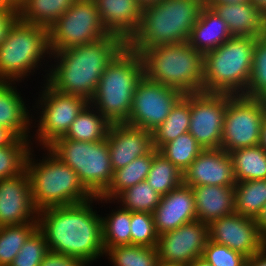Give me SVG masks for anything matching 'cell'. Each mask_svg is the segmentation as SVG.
<instances>
[{
	"mask_svg": "<svg viewBox=\"0 0 266 266\" xmlns=\"http://www.w3.org/2000/svg\"><path fill=\"white\" fill-rule=\"evenodd\" d=\"M96 200L38 211V229L49 251L77 258L88 266L105 254L102 217L92 209Z\"/></svg>",
	"mask_w": 266,
	"mask_h": 266,
	"instance_id": "6da1fadb",
	"label": "cell"
},
{
	"mask_svg": "<svg viewBox=\"0 0 266 266\" xmlns=\"http://www.w3.org/2000/svg\"><path fill=\"white\" fill-rule=\"evenodd\" d=\"M126 45L121 38L107 34L85 45L51 52L50 59L53 56L57 63L51 65L45 81L57 91L90 103L104 70Z\"/></svg>",
	"mask_w": 266,
	"mask_h": 266,
	"instance_id": "7a4b0ae2",
	"label": "cell"
},
{
	"mask_svg": "<svg viewBox=\"0 0 266 266\" xmlns=\"http://www.w3.org/2000/svg\"><path fill=\"white\" fill-rule=\"evenodd\" d=\"M205 0H162L143 9L142 22L127 44L140 54L147 48L187 42Z\"/></svg>",
	"mask_w": 266,
	"mask_h": 266,
	"instance_id": "3957f363",
	"label": "cell"
},
{
	"mask_svg": "<svg viewBox=\"0 0 266 266\" xmlns=\"http://www.w3.org/2000/svg\"><path fill=\"white\" fill-rule=\"evenodd\" d=\"M143 76L141 55L126 45L104 70L90 104L111 124L126 123Z\"/></svg>",
	"mask_w": 266,
	"mask_h": 266,
	"instance_id": "277c9868",
	"label": "cell"
},
{
	"mask_svg": "<svg viewBox=\"0 0 266 266\" xmlns=\"http://www.w3.org/2000/svg\"><path fill=\"white\" fill-rule=\"evenodd\" d=\"M45 150L48 156L42 161L39 159L40 162H35L31 150L26 159L32 201L38 211L49 207L79 204L94 198L70 166L48 147Z\"/></svg>",
	"mask_w": 266,
	"mask_h": 266,
	"instance_id": "5b68a950",
	"label": "cell"
},
{
	"mask_svg": "<svg viewBox=\"0 0 266 266\" xmlns=\"http://www.w3.org/2000/svg\"><path fill=\"white\" fill-rule=\"evenodd\" d=\"M140 55L149 80L184 94L203 92L204 54L188 42L147 48Z\"/></svg>",
	"mask_w": 266,
	"mask_h": 266,
	"instance_id": "8992f818",
	"label": "cell"
},
{
	"mask_svg": "<svg viewBox=\"0 0 266 266\" xmlns=\"http://www.w3.org/2000/svg\"><path fill=\"white\" fill-rule=\"evenodd\" d=\"M256 37H232L204 54L203 92L243 95L252 73Z\"/></svg>",
	"mask_w": 266,
	"mask_h": 266,
	"instance_id": "52a82bcc",
	"label": "cell"
},
{
	"mask_svg": "<svg viewBox=\"0 0 266 266\" xmlns=\"http://www.w3.org/2000/svg\"><path fill=\"white\" fill-rule=\"evenodd\" d=\"M45 53L50 57L48 29L18 18L0 44V81L24 80L41 65Z\"/></svg>",
	"mask_w": 266,
	"mask_h": 266,
	"instance_id": "ba28073f",
	"label": "cell"
},
{
	"mask_svg": "<svg viewBox=\"0 0 266 266\" xmlns=\"http://www.w3.org/2000/svg\"><path fill=\"white\" fill-rule=\"evenodd\" d=\"M48 148L77 174L84 187L94 196H101L113 178L107 139L83 142L56 139Z\"/></svg>",
	"mask_w": 266,
	"mask_h": 266,
	"instance_id": "9c48e42d",
	"label": "cell"
},
{
	"mask_svg": "<svg viewBox=\"0 0 266 266\" xmlns=\"http://www.w3.org/2000/svg\"><path fill=\"white\" fill-rule=\"evenodd\" d=\"M95 0H75L48 29L51 52L85 45L107 35Z\"/></svg>",
	"mask_w": 266,
	"mask_h": 266,
	"instance_id": "30bf717a",
	"label": "cell"
},
{
	"mask_svg": "<svg viewBox=\"0 0 266 266\" xmlns=\"http://www.w3.org/2000/svg\"><path fill=\"white\" fill-rule=\"evenodd\" d=\"M265 116L264 98L234 95L226 108L221 148L229 153L238 148L259 145L262 121Z\"/></svg>",
	"mask_w": 266,
	"mask_h": 266,
	"instance_id": "8fae6325",
	"label": "cell"
},
{
	"mask_svg": "<svg viewBox=\"0 0 266 266\" xmlns=\"http://www.w3.org/2000/svg\"><path fill=\"white\" fill-rule=\"evenodd\" d=\"M39 106L42 109L38 116L37 135L35 140L40 142L43 148L48 147L56 139L64 137L71 124L89 103L84 98L66 94L52 88L47 82L44 84ZM37 138V139H36Z\"/></svg>",
	"mask_w": 266,
	"mask_h": 266,
	"instance_id": "7c38bea8",
	"label": "cell"
},
{
	"mask_svg": "<svg viewBox=\"0 0 266 266\" xmlns=\"http://www.w3.org/2000/svg\"><path fill=\"white\" fill-rule=\"evenodd\" d=\"M185 94L145 76L136 86L127 124L153 132Z\"/></svg>",
	"mask_w": 266,
	"mask_h": 266,
	"instance_id": "4fadbf2b",
	"label": "cell"
},
{
	"mask_svg": "<svg viewBox=\"0 0 266 266\" xmlns=\"http://www.w3.org/2000/svg\"><path fill=\"white\" fill-rule=\"evenodd\" d=\"M229 93H190L189 133L204 149L221 148L226 108L233 97Z\"/></svg>",
	"mask_w": 266,
	"mask_h": 266,
	"instance_id": "5bb4252c",
	"label": "cell"
},
{
	"mask_svg": "<svg viewBox=\"0 0 266 266\" xmlns=\"http://www.w3.org/2000/svg\"><path fill=\"white\" fill-rule=\"evenodd\" d=\"M209 241L207 223L193 221L159 236L158 259L168 263L189 265L203 256Z\"/></svg>",
	"mask_w": 266,
	"mask_h": 266,
	"instance_id": "9a60e30c",
	"label": "cell"
},
{
	"mask_svg": "<svg viewBox=\"0 0 266 266\" xmlns=\"http://www.w3.org/2000/svg\"><path fill=\"white\" fill-rule=\"evenodd\" d=\"M209 240L240 252L250 258L266 246V238L261 234L253 218L232 213L211 221Z\"/></svg>",
	"mask_w": 266,
	"mask_h": 266,
	"instance_id": "2e32d148",
	"label": "cell"
},
{
	"mask_svg": "<svg viewBox=\"0 0 266 266\" xmlns=\"http://www.w3.org/2000/svg\"><path fill=\"white\" fill-rule=\"evenodd\" d=\"M37 217L26 170L16 177L0 180V226L27 224Z\"/></svg>",
	"mask_w": 266,
	"mask_h": 266,
	"instance_id": "e0dca14e",
	"label": "cell"
},
{
	"mask_svg": "<svg viewBox=\"0 0 266 266\" xmlns=\"http://www.w3.org/2000/svg\"><path fill=\"white\" fill-rule=\"evenodd\" d=\"M183 184L189 187L234 186L236 180L231 156L222 148L204 149L183 172Z\"/></svg>",
	"mask_w": 266,
	"mask_h": 266,
	"instance_id": "ac0fdd59",
	"label": "cell"
},
{
	"mask_svg": "<svg viewBox=\"0 0 266 266\" xmlns=\"http://www.w3.org/2000/svg\"><path fill=\"white\" fill-rule=\"evenodd\" d=\"M106 139L113 171L153 149L152 132L127 123L111 124Z\"/></svg>",
	"mask_w": 266,
	"mask_h": 266,
	"instance_id": "d6986e66",
	"label": "cell"
},
{
	"mask_svg": "<svg viewBox=\"0 0 266 266\" xmlns=\"http://www.w3.org/2000/svg\"><path fill=\"white\" fill-rule=\"evenodd\" d=\"M158 235L173 231L181 225L197 220L192 187L181 184L161 196L159 205L152 213Z\"/></svg>",
	"mask_w": 266,
	"mask_h": 266,
	"instance_id": "ffe728a7",
	"label": "cell"
},
{
	"mask_svg": "<svg viewBox=\"0 0 266 266\" xmlns=\"http://www.w3.org/2000/svg\"><path fill=\"white\" fill-rule=\"evenodd\" d=\"M101 22L108 34L126 44L136 35L142 22L143 8L137 0H95Z\"/></svg>",
	"mask_w": 266,
	"mask_h": 266,
	"instance_id": "44dd1931",
	"label": "cell"
},
{
	"mask_svg": "<svg viewBox=\"0 0 266 266\" xmlns=\"http://www.w3.org/2000/svg\"><path fill=\"white\" fill-rule=\"evenodd\" d=\"M228 25L232 37H262L266 34V17L247 1L237 4H206Z\"/></svg>",
	"mask_w": 266,
	"mask_h": 266,
	"instance_id": "7402d4cb",
	"label": "cell"
},
{
	"mask_svg": "<svg viewBox=\"0 0 266 266\" xmlns=\"http://www.w3.org/2000/svg\"><path fill=\"white\" fill-rule=\"evenodd\" d=\"M192 190L198 221L209 224L235 213L234 186L202 185Z\"/></svg>",
	"mask_w": 266,
	"mask_h": 266,
	"instance_id": "603a6c76",
	"label": "cell"
},
{
	"mask_svg": "<svg viewBox=\"0 0 266 266\" xmlns=\"http://www.w3.org/2000/svg\"><path fill=\"white\" fill-rule=\"evenodd\" d=\"M227 23L206 4L188 37V43L198 52L206 54L231 39Z\"/></svg>",
	"mask_w": 266,
	"mask_h": 266,
	"instance_id": "cb8c5ba5",
	"label": "cell"
},
{
	"mask_svg": "<svg viewBox=\"0 0 266 266\" xmlns=\"http://www.w3.org/2000/svg\"><path fill=\"white\" fill-rule=\"evenodd\" d=\"M14 84L16 82L0 81V126L17 138L29 139V127L33 120Z\"/></svg>",
	"mask_w": 266,
	"mask_h": 266,
	"instance_id": "d4e9b609",
	"label": "cell"
},
{
	"mask_svg": "<svg viewBox=\"0 0 266 266\" xmlns=\"http://www.w3.org/2000/svg\"><path fill=\"white\" fill-rule=\"evenodd\" d=\"M152 159L153 149L145 156L138 157L123 168L115 170L110 185L101 196L97 197V202L100 200L101 203L103 201L111 203L123 190L145 181L152 165Z\"/></svg>",
	"mask_w": 266,
	"mask_h": 266,
	"instance_id": "484cf974",
	"label": "cell"
},
{
	"mask_svg": "<svg viewBox=\"0 0 266 266\" xmlns=\"http://www.w3.org/2000/svg\"><path fill=\"white\" fill-rule=\"evenodd\" d=\"M110 125L111 123L92 104L88 103L73 121L64 138L83 142H100L107 138Z\"/></svg>",
	"mask_w": 266,
	"mask_h": 266,
	"instance_id": "4316f807",
	"label": "cell"
},
{
	"mask_svg": "<svg viewBox=\"0 0 266 266\" xmlns=\"http://www.w3.org/2000/svg\"><path fill=\"white\" fill-rule=\"evenodd\" d=\"M75 0H24L18 5V18L49 29Z\"/></svg>",
	"mask_w": 266,
	"mask_h": 266,
	"instance_id": "83f0119b",
	"label": "cell"
},
{
	"mask_svg": "<svg viewBox=\"0 0 266 266\" xmlns=\"http://www.w3.org/2000/svg\"><path fill=\"white\" fill-rule=\"evenodd\" d=\"M189 94H185L173 107L166 120L152 132L153 148L159 150L163 145L175 140L189 131Z\"/></svg>",
	"mask_w": 266,
	"mask_h": 266,
	"instance_id": "f1b7e54d",
	"label": "cell"
},
{
	"mask_svg": "<svg viewBox=\"0 0 266 266\" xmlns=\"http://www.w3.org/2000/svg\"><path fill=\"white\" fill-rule=\"evenodd\" d=\"M237 182L266 179V152L260 145L229 152Z\"/></svg>",
	"mask_w": 266,
	"mask_h": 266,
	"instance_id": "f546056e",
	"label": "cell"
},
{
	"mask_svg": "<svg viewBox=\"0 0 266 266\" xmlns=\"http://www.w3.org/2000/svg\"><path fill=\"white\" fill-rule=\"evenodd\" d=\"M234 200L235 213L255 219L266 204V179L237 182Z\"/></svg>",
	"mask_w": 266,
	"mask_h": 266,
	"instance_id": "4dcf8cb0",
	"label": "cell"
},
{
	"mask_svg": "<svg viewBox=\"0 0 266 266\" xmlns=\"http://www.w3.org/2000/svg\"><path fill=\"white\" fill-rule=\"evenodd\" d=\"M147 183L161 196L183 184V172L153 148V159Z\"/></svg>",
	"mask_w": 266,
	"mask_h": 266,
	"instance_id": "1f68e13d",
	"label": "cell"
},
{
	"mask_svg": "<svg viewBox=\"0 0 266 266\" xmlns=\"http://www.w3.org/2000/svg\"><path fill=\"white\" fill-rule=\"evenodd\" d=\"M38 228V220L27 224L0 226V266H10L29 236Z\"/></svg>",
	"mask_w": 266,
	"mask_h": 266,
	"instance_id": "d6a6232c",
	"label": "cell"
},
{
	"mask_svg": "<svg viewBox=\"0 0 266 266\" xmlns=\"http://www.w3.org/2000/svg\"><path fill=\"white\" fill-rule=\"evenodd\" d=\"M102 219V239L105 252L112 247L131 245V211L122 209L114 210Z\"/></svg>",
	"mask_w": 266,
	"mask_h": 266,
	"instance_id": "836d02e7",
	"label": "cell"
},
{
	"mask_svg": "<svg viewBox=\"0 0 266 266\" xmlns=\"http://www.w3.org/2000/svg\"><path fill=\"white\" fill-rule=\"evenodd\" d=\"M118 200L122 209L131 212L153 213L159 205L161 195L147 181H142L120 192L113 201Z\"/></svg>",
	"mask_w": 266,
	"mask_h": 266,
	"instance_id": "e575fe53",
	"label": "cell"
},
{
	"mask_svg": "<svg viewBox=\"0 0 266 266\" xmlns=\"http://www.w3.org/2000/svg\"><path fill=\"white\" fill-rule=\"evenodd\" d=\"M30 143L31 139L16 138L10 145L0 147V180L16 177L26 170V159L33 150Z\"/></svg>",
	"mask_w": 266,
	"mask_h": 266,
	"instance_id": "d590c367",
	"label": "cell"
},
{
	"mask_svg": "<svg viewBox=\"0 0 266 266\" xmlns=\"http://www.w3.org/2000/svg\"><path fill=\"white\" fill-rule=\"evenodd\" d=\"M203 150L204 148L187 132L163 145L158 152L184 172Z\"/></svg>",
	"mask_w": 266,
	"mask_h": 266,
	"instance_id": "8d00e7d4",
	"label": "cell"
},
{
	"mask_svg": "<svg viewBox=\"0 0 266 266\" xmlns=\"http://www.w3.org/2000/svg\"><path fill=\"white\" fill-rule=\"evenodd\" d=\"M113 266H157L159 261L156 247L120 245L105 252Z\"/></svg>",
	"mask_w": 266,
	"mask_h": 266,
	"instance_id": "74e56055",
	"label": "cell"
},
{
	"mask_svg": "<svg viewBox=\"0 0 266 266\" xmlns=\"http://www.w3.org/2000/svg\"><path fill=\"white\" fill-rule=\"evenodd\" d=\"M243 95L249 98L266 97V34L256 38L252 73L247 90Z\"/></svg>",
	"mask_w": 266,
	"mask_h": 266,
	"instance_id": "f35d334b",
	"label": "cell"
},
{
	"mask_svg": "<svg viewBox=\"0 0 266 266\" xmlns=\"http://www.w3.org/2000/svg\"><path fill=\"white\" fill-rule=\"evenodd\" d=\"M131 244L144 247H156L157 233L153 214L148 212H131Z\"/></svg>",
	"mask_w": 266,
	"mask_h": 266,
	"instance_id": "ab89813d",
	"label": "cell"
},
{
	"mask_svg": "<svg viewBox=\"0 0 266 266\" xmlns=\"http://www.w3.org/2000/svg\"><path fill=\"white\" fill-rule=\"evenodd\" d=\"M48 252L44 234L37 228L21 247L10 266H40Z\"/></svg>",
	"mask_w": 266,
	"mask_h": 266,
	"instance_id": "60d3db41",
	"label": "cell"
},
{
	"mask_svg": "<svg viewBox=\"0 0 266 266\" xmlns=\"http://www.w3.org/2000/svg\"><path fill=\"white\" fill-rule=\"evenodd\" d=\"M202 258L212 266H246L247 257L225 245L208 241Z\"/></svg>",
	"mask_w": 266,
	"mask_h": 266,
	"instance_id": "b9f144b4",
	"label": "cell"
},
{
	"mask_svg": "<svg viewBox=\"0 0 266 266\" xmlns=\"http://www.w3.org/2000/svg\"><path fill=\"white\" fill-rule=\"evenodd\" d=\"M40 266H87V264L77 258L49 251Z\"/></svg>",
	"mask_w": 266,
	"mask_h": 266,
	"instance_id": "7bdbcfd3",
	"label": "cell"
},
{
	"mask_svg": "<svg viewBox=\"0 0 266 266\" xmlns=\"http://www.w3.org/2000/svg\"><path fill=\"white\" fill-rule=\"evenodd\" d=\"M18 19V8H0V44L6 39L12 24Z\"/></svg>",
	"mask_w": 266,
	"mask_h": 266,
	"instance_id": "ee69618b",
	"label": "cell"
},
{
	"mask_svg": "<svg viewBox=\"0 0 266 266\" xmlns=\"http://www.w3.org/2000/svg\"><path fill=\"white\" fill-rule=\"evenodd\" d=\"M246 266H266V246L257 254L247 258Z\"/></svg>",
	"mask_w": 266,
	"mask_h": 266,
	"instance_id": "f6af8a7d",
	"label": "cell"
},
{
	"mask_svg": "<svg viewBox=\"0 0 266 266\" xmlns=\"http://www.w3.org/2000/svg\"><path fill=\"white\" fill-rule=\"evenodd\" d=\"M254 220L261 234L266 238V204L262 207Z\"/></svg>",
	"mask_w": 266,
	"mask_h": 266,
	"instance_id": "bcb514c9",
	"label": "cell"
},
{
	"mask_svg": "<svg viewBox=\"0 0 266 266\" xmlns=\"http://www.w3.org/2000/svg\"><path fill=\"white\" fill-rule=\"evenodd\" d=\"M16 138L11 131L0 126V147L10 145Z\"/></svg>",
	"mask_w": 266,
	"mask_h": 266,
	"instance_id": "7dc6e473",
	"label": "cell"
},
{
	"mask_svg": "<svg viewBox=\"0 0 266 266\" xmlns=\"http://www.w3.org/2000/svg\"><path fill=\"white\" fill-rule=\"evenodd\" d=\"M259 145L266 152V116L262 121Z\"/></svg>",
	"mask_w": 266,
	"mask_h": 266,
	"instance_id": "c3c4849f",
	"label": "cell"
},
{
	"mask_svg": "<svg viewBox=\"0 0 266 266\" xmlns=\"http://www.w3.org/2000/svg\"><path fill=\"white\" fill-rule=\"evenodd\" d=\"M251 0H205V4H237Z\"/></svg>",
	"mask_w": 266,
	"mask_h": 266,
	"instance_id": "681fc988",
	"label": "cell"
},
{
	"mask_svg": "<svg viewBox=\"0 0 266 266\" xmlns=\"http://www.w3.org/2000/svg\"><path fill=\"white\" fill-rule=\"evenodd\" d=\"M251 3L266 17V0H251Z\"/></svg>",
	"mask_w": 266,
	"mask_h": 266,
	"instance_id": "f907efd6",
	"label": "cell"
},
{
	"mask_svg": "<svg viewBox=\"0 0 266 266\" xmlns=\"http://www.w3.org/2000/svg\"><path fill=\"white\" fill-rule=\"evenodd\" d=\"M162 0H137L138 4L144 9L148 6L155 5L156 3L161 2Z\"/></svg>",
	"mask_w": 266,
	"mask_h": 266,
	"instance_id": "816d5d0a",
	"label": "cell"
},
{
	"mask_svg": "<svg viewBox=\"0 0 266 266\" xmlns=\"http://www.w3.org/2000/svg\"><path fill=\"white\" fill-rule=\"evenodd\" d=\"M187 266H212V265L201 257L195 259L192 263H190Z\"/></svg>",
	"mask_w": 266,
	"mask_h": 266,
	"instance_id": "f5cc1de1",
	"label": "cell"
},
{
	"mask_svg": "<svg viewBox=\"0 0 266 266\" xmlns=\"http://www.w3.org/2000/svg\"><path fill=\"white\" fill-rule=\"evenodd\" d=\"M0 8H18L12 0H0Z\"/></svg>",
	"mask_w": 266,
	"mask_h": 266,
	"instance_id": "db71d44e",
	"label": "cell"
},
{
	"mask_svg": "<svg viewBox=\"0 0 266 266\" xmlns=\"http://www.w3.org/2000/svg\"><path fill=\"white\" fill-rule=\"evenodd\" d=\"M157 266H186V265L168 263V262H164V261L159 260L158 263H157Z\"/></svg>",
	"mask_w": 266,
	"mask_h": 266,
	"instance_id": "11a10c76",
	"label": "cell"
},
{
	"mask_svg": "<svg viewBox=\"0 0 266 266\" xmlns=\"http://www.w3.org/2000/svg\"><path fill=\"white\" fill-rule=\"evenodd\" d=\"M17 6L22 3L24 0H12Z\"/></svg>",
	"mask_w": 266,
	"mask_h": 266,
	"instance_id": "9f6ffc18",
	"label": "cell"
}]
</instances>
